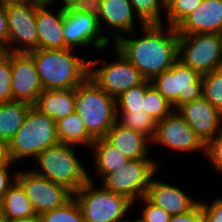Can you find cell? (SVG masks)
Segmentation results:
<instances>
[{
	"instance_id": "1",
	"label": "cell",
	"mask_w": 222,
	"mask_h": 222,
	"mask_svg": "<svg viewBox=\"0 0 222 222\" xmlns=\"http://www.w3.org/2000/svg\"><path fill=\"white\" fill-rule=\"evenodd\" d=\"M140 27L142 36L131 38V33L128 34L129 37L123 35L113 46L146 80L151 81L163 71L169 70L178 59L179 34L176 28L164 24H147Z\"/></svg>"
},
{
	"instance_id": "2",
	"label": "cell",
	"mask_w": 222,
	"mask_h": 222,
	"mask_svg": "<svg viewBox=\"0 0 222 222\" xmlns=\"http://www.w3.org/2000/svg\"><path fill=\"white\" fill-rule=\"evenodd\" d=\"M29 54L44 90L76 88L89 76V61L75 55L72 48L37 49Z\"/></svg>"
},
{
	"instance_id": "3",
	"label": "cell",
	"mask_w": 222,
	"mask_h": 222,
	"mask_svg": "<svg viewBox=\"0 0 222 222\" xmlns=\"http://www.w3.org/2000/svg\"><path fill=\"white\" fill-rule=\"evenodd\" d=\"M75 153V145L71 144L48 147L34 158L39 168L32 171L74 194L89 180V173Z\"/></svg>"
},
{
	"instance_id": "4",
	"label": "cell",
	"mask_w": 222,
	"mask_h": 222,
	"mask_svg": "<svg viewBox=\"0 0 222 222\" xmlns=\"http://www.w3.org/2000/svg\"><path fill=\"white\" fill-rule=\"evenodd\" d=\"M75 112L94 140L104 138L116 122V98L103 91L88 77L76 87Z\"/></svg>"
},
{
	"instance_id": "5",
	"label": "cell",
	"mask_w": 222,
	"mask_h": 222,
	"mask_svg": "<svg viewBox=\"0 0 222 222\" xmlns=\"http://www.w3.org/2000/svg\"><path fill=\"white\" fill-rule=\"evenodd\" d=\"M58 143L56 122L32 105L20 129L8 142L9 155L14 163L28 158L33 160L46 148Z\"/></svg>"
},
{
	"instance_id": "6",
	"label": "cell",
	"mask_w": 222,
	"mask_h": 222,
	"mask_svg": "<svg viewBox=\"0 0 222 222\" xmlns=\"http://www.w3.org/2000/svg\"><path fill=\"white\" fill-rule=\"evenodd\" d=\"M95 182L89 175V180L73 194L78 202L84 222H124L129 220L125 215L134 206L131 200L119 194L95 187ZM129 210V211H128Z\"/></svg>"
},
{
	"instance_id": "7",
	"label": "cell",
	"mask_w": 222,
	"mask_h": 222,
	"mask_svg": "<svg viewBox=\"0 0 222 222\" xmlns=\"http://www.w3.org/2000/svg\"><path fill=\"white\" fill-rule=\"evenodd\" d=\"M158 170L159 165L153 159L129 160L117 171L104 175L100 186L134 203L146 196L151 179Z\"/></svg>"
},
{
	"instance_id": "8",
	"label": "cell",
	"mask_w": 222,
	"mask_h": 222,
	"mask_svg": "<svg viewBox=\"0 0 222 222\" xmlns=\"http://www.w3.org/2000/svg\"><path fill=\"white\" fill-rule=\"evenodd\" d=\"M178 60L201 75L222 68V34H179Z\"/></svg>"
},
{
	"instance_id": "9",
	"label": "cell",
	"mask_w": 222,
	"mask_h": 222,
	"mask_svg": "<svg viewBox=\"0 0 222 222\" xmlns=\"http://www.w3.org/2000/svg\"><path fill=\"white\" fill-rule=\"evenodd\" d=\"M151 84L174 110L202 97V75L178 59L169 70L154 77Z\"/></svg>"
},
{
	"instance_id": "10",
	"label": "cell",
	"mask_w": 222,
	"mask_h": 222,
	"mask_svg": "<svg viewBox=\"0 0 222 222\" xmlns=\"http://www.w3.org/2000/svg\"><path fill=\"white\" fill-rule=\"evenodd\" d=\"M114 54H116L115 60L110 63L101 58L88 60V77L103 91L117 98L130 88L142 84L146 79L117 48L114 49ZM101 62L104 65L99 67L98 63Z\"/></svg>"
},
{
	"instance_id": "11",
	"label": "cell",
	"mask_w": 222,
	"mask_h": 222,
	"mask_svg": "<svg viewBox=\"0 0 222 222\" xmlns=\"http://www.w3.org/2000/svg\"><path fill=\"white\" fill-rule=\"evenodd\" d=\"M36 9L37 4L29 1L5 5L8 52L29 54L38 49Z\"/></svg>"
},
{
	"instance_id": "12",
	"label": "cell",
	"mask_w": 222,
	"mask_h": 222,
	"mask_svg": "<svg viewBox=\"0 0 222 222\" xmlns=\"http://www.w3.org/2000/svg\"><path fill=\"white\" fill-rule=\"evenodd\" d=\"M16 180L23 187L37 216L64 205L73 197L66 187L53 183L31 169L18 171Z\"/></svg>"
},
{
	"instance_id": "13",
	"label": "cell",
	"mask_w": 222,
	"mask_h": 222,
	"mask_svg": "<svg viewBox=\"0 0 222 222\" xmlns=\"http://www.w3.org/2000/svg\"><path fill=\"white\" fill-rule=\"evenodd\" d=\"M65 48H90L102 50L111 41L100 29L98 17L86 13H72L64 6Z\"/></svg>"
},
{
	"instance_id": "14",
	"label": "cell",
	"mask_w": 222,
	"mask_h": 222,
	"mask_svg": "<svg viewBox=\"0 0 222 222\" xmlns=\"http://www.w3.org/2000/svg\"><path fill=\"white\" fill-rule=\"evenodd\" d=\"M151 143L175 152L202 150L205 155V144L176 110L157 122L156 133Z\"/></svg>"
},
{
	"instance_id": "15",
	"label": "cell",
	"mask_w": 222,
	"mask_h": 222,
	"mask_svg": "<svg viewBox=\"0 0 222 222\" xmlns=\"http://www.w3.org/2000/svg\"><path fill=\"white\" fill-rule=\"evenodd\" d=\"M12 100L34 105L44 90L33 57L28 53L11 52Z\"/></svg>"
},
{
	"instance_id": "16",
	"label": "cell",
	"mask_w": 222,
	"mask_h": 222,
	"mask_svg": "<svg viewBox=\"0 0 222 222\" xmlns=\"http://www.w3.org/2000/svg\"><path fill=\"white\" fill-rule=\"evenodd\" d=\"M176 111L205 145L222 131V113L203 96Z\"/></svg>"
},
{
	"instance_id": "17",
	"label": "cell",
	"mask_w": 222,
	"mask_h": 222,
	"mask_svg": "<svg viewBox=\"0 0 222 222\" xmlns=\"http://www.w3.org/2000/svg\"><path fill=\"white\" fill-rule=\"evenodd\" d=\"M135 16L129 0H102L98 23L100 29L103 26L105 29L108 27L109 35H111L108 36V40H112L114 45L123 36V33H125L124 35L129 33L134 35L136 32Z\"/></svg>"
},
{
	"instance_id": "18",
	"label": "cell",
	"mask_w": 222,
	"mask_h": 222,
	"mask_svg": "<svg viewBox=\"0 0 222 222\" xmlns=\"http://www.w3.org/2000/svg\"><path fill=\"white\" fill-rule=\"evenodd\" d=\"M176 29L178 34H222V0H202Z\"/></svg>"
},
{
	"instance_id": "19",
	"label": "cell",
	"mask_w": 222,
	"mask_h": 222,
	"mask_svg": "<svg viewBox=\"0 0 222 222\" xmlns=\"http://www.w3.org/2000/svg\"><path fill=\"white\" fill-rule=\"evenodd\" d=\"M50 5H37L36 26L38 33V49H65L64 37V5L50 11Z\"/></svg>"
},
{
	"instance_id": "20",
	"label": "cell",
	"mask_w": 222,
	"mask_h": 222,
	"mask_svg": "<svg viewBox=\"0 0 222 222\" xmlns=\"http://www.w3.org/2000/svg\"><path fill=\"white\" fill-rule=\"evenodd\" d=\"M151 179L146 197L170 215L183 214L193 209L200 201L187 195L181 188L169 183Z\"/></svg>"
},
{
	"instance_id": "21",
	"label": "cell",
	"mask_w": 222,
	"mask_h": 222,
	"mask_svg": "<svg viewBox=\"0 0 222 222\" xmlns=\"http://www.w3.org/2000/svg\"><path fill=\"white\" fill-rule=\"evenodd\" d=\"M104 139L129 160L151 159L150 147L148 148L151 141L143 134L121 126L117 122L110 128Z\"/></svg>"
},
{
	"instance_id": "22",
	"label": "cell",
	"mask_w": 222,
	"mask_h": 222,
	"mask_svg": "<svg viewBox=\"0 0 222 222\" xmlns=\"http://www.w3.org/2000/svg\"><path fill=\"white\" fill-rule=\"evenodd\" d=\"M76 88L43 90L33 105L55 122L75 112Z\"/></svg>"
},
{
	"instance_id": "23",
	"label": "cell",
	"mask_w": 222,
	"mask_h": 222,
	"mask_svg": "<svg viewBox=\"0 0 222 222\" xmlns=\"http://www.w3.org/2000/svg\"><path fill=\"white\" fill-rule=\"evenodd\" d=\"M56 134L59 143L91 147L94 139L88 134L81 117L73 112L56 121Z\"/></svg>"
},
{
	"instance_id": "24",
	"label": "cell",
	"mask_w": 222,
	"mask_h": 222,
	"mask_svg": "<svg viewBox=\"0 0 222 222\" xmlns=\"http://www.w3.org/2000/svg\"><path fill=\"white\" fill-rule=\"evenodd\" d=\"M90 149L94 153L95 172H98L100 179L106 174L117 171V169L129 161L128 158L104 138L95 139Z\"/></svg>"
},
{
	"instance_id": "25",
	"label": "cell",
	"mask_w": 222,
	"mask_h": 222,
	"mask_svg": "<svg viewBox=\"0 0 222 222\" xmlns=\"http://www.w3.org/2000/svg\"><path fill=\"white\" fill-rule=\"evenodd\" d=\"M31 106L15 100L0 103V140L8 143L14 137Z\"/></svg>"
},
{
	"instance_id": "26",
	"label": "cell",
	"mask_w": 222,
	"mask_h": 222,
	"mask_svg": "<svg viewBox=\"0 0 222 222\" xmlns=\"http://www.w3.org/2000/svg\"><path fill=\"white\" fill-rule=\"evenodd\" d=\"M2 214L6 219L37 216L21 184L16 180L2 199Z\"/></svg>"
},
{
	"instance_id": "27",
	"label": "cell",
	"mask_w": 222,
	"mask_h": 222,
	"mask_svg": "<svg viewBox=\"0 0 222 222\" xmlns=\"http://www.w3.org/2000/svg\"><path fill=\"white\" fill-rule=\"evenodd\" d=\"M116 122L143 134L150 141L153 140L156 133L157 121L143 110L117 111Z\"/></svg>"
},
{
	"instance_id": "28",
	"label": "cell",
	"mask_w": 222,
	"mask_h": 222,
	"mask_svg": "<svg viewBox=\"0 0 222 222\" xmlns=\"http://www.w3.org/2000/svg\"><path fill=\"white\" fill-rule=\"evenodd\" d=\"M143 111L159 122L169 116L174 109L172 104L151 84L145 91Z\"/></svg>"
},
{
	"instance_id": "29",
	"label": "cell",
	"mask_w": 222,
	"mask_h": 222,
	"mask_svg": "<svg viewBox=\"0 0 222 222\" xmlns=\"http://www.w3.org/2000/svg\"><path fill=\"white\" fill-rule=\"evenodd\" d=\"M135 15L141 25L163 24L161 10L166 12V6L161 0H129ZM162 19V20H161Z\"/></svg>"
},
{
	"instance_id": "30",
	"label": "cell",
	"mask_w": 222,
	"mask_h": 222,
	"mask_svg": "<svg viewBox=\"0 0 222 222\" xmlns=\"http://www.w3.org/2000/svg\"><path fill=\"white\" fill-rule=\"evenodd\" d=\"M40 222H84L81 208L74 196L64 205L38 216Z\"/></svg>"
},
{
	"instance_id": "31",
	"label": "cell",
	"mask_w": 222,
	"mask_h": 222,
	"mask_svg": "<svg viewBox=\"0 0 222 222\" xmlns=\"http://www.w3.org/2000/svg\"><path fill=\"white\" fill-rule=\"evenodd\" d=\"M202 96L222 113V68L202 75Z\"/></svg>"
},
{
	"instance_id": "32",
	"label": "cell",
	"mask_w": 222,
	"mask_h": 222,
	"mask_svg": "<svg viewBox=\"0 0 222 222\" xmlns=\"http://www.w3.org/2000/svg\"><path fill=\"white\" fill-rule=\"evenodd\" d=\"M150 85L151 81L145 80L142 84L123 92L116 98L117 111L143 110L145 91Z\"/></svg>"
},
{
	"instance_id": "33",
	"label": "cell",
	"mask_w": 222,
	"mask_h": 222,
	"mask_svg": "<svg viewBox=\"0 0 222 222\" xmlns=\"http://www.w3.org/2000/svg\"><path fill=\"white\" fill-rule=\"evenodd\" d=\"M201 2L202 0H171L166 5V23L176 28Z\"/></svg>"
},
{
	"instance_id": "34",
	"label": "cell",
	"mask_w": 222,
	"mask_h": 222,
	"mask_svg": "<svg viewBox=\"0 0 222 222\" xmlns=\"http://www.w3.org/2000/svg\"><path fill=\"white\" fill-rule=\"evenodd\" d=\"M11 75V52H6L0 58V103L12 101Z\"/></svg>"
},
{
	"instance_id": "35",
	"label": "cell",
	"mask_w": 222,
	"mask_h": 222,
	"mask_svg": "<svg viewBox=\"0 0 222 222\" xmlns=\"http://www.w3.org/2000/svg\"><path fill=\"white\" fill-rule=\"evenodd\" d=\"M142 201L143 205L141 207V215H139V219L143 222H168L170 218V214L165 210L160 208L159 206L152 203L146 196H143L138 200V203Z\"/></svg>"
},
{
	"instance_id": "36",
	"label": "cell",
	"mask_w": 222,
	"mask_h": 222,
	"mask_svg": "<svg viewBox=\"0 0 222 222\" xmlns=\"http://www.w3.org/2000/svg\"><path fill=\"white\" fill-rule=\"evenodd\" d=\"M205 158L216 171L222 172V131L205 145Z\"/></svg>"
},
{
	"instance_id": "37",
	"label": "cell",
	"mask_w": 222,
	"mask_h": 222,
	"mask_svg": "<svg viewBox=\"0 0 222 222\" xmlns=\"http://www.w3.org/2000/svg\"><path fill=\"white\" fill-rule=\"evenodd\" d=\"M102 0H70L64 6L72 13L99 16Z\"/></svg>"
},
{
	"instance_id": "38",
	"label": "cell",
	"mask_w": 222,
	"mask_h": 222,
	"mask_svg": "<svg viewBox=\"0 0 222 222\" xmlns=\"http://www.w3.org/2000/svg\"><path fill=\"white\" fill-rule=\"evenodd\" d=\"M202 222H222V197L217 196L209 205L202 202Z\"/></svg>"
},
{
	"instance_id": "39",
	"label": "cell",
	"mask_w": 222,
	"mask_h": 222,
	"mask_svg": "<svg viewBox=\"0 0 222 222\" xmlns=\"http://www.w3.org/2000/svg\"><path fill=\"white\" fill-rule=\"evenodd\" d=\"M168 222H202V201L186 213L171 215Z\"/></svg>"
},
{
	"instance_id": "40",
	"label": "cell",
	"mask_w": 222,
	"mask_h": 222,
	"mask_svg": "<svg viewBox=\"0 0 222 222\" xmlns=\"http://www.w3.org/2000/svg\"><path fill=\"white\" fill-rule=\"evenodd\" d=\"M14 162H11L7 166H0V198L3 199L5 193L8 191L10 186L16 181L17 171L12 173L14 175H10V165ZM11 176V177H10Z\"/></svg>"
},
{
	"instance_id": "41",
	"label": "cell",
	"mask_w": 222,
	"mask_h": 222,
	"mask_svg": "<svg viewBox=\"0 0 222 222\" xmlns=\"http://www.w3.org/2000/svg\"><path fill=\"white\" fill-rule=\"evenodd\" d=\"M0 46L8 52V24L5 5L0 4Z\"/></svg>"
},
{
	"instance_id": "42",
	"label": "cell",
	"mask_w": 222,
	"mask_h": 222,
	"mask_svg": "<svg viewBox=\"0 0 222 222\" xmlns=\"http://www.w3.org/2000/svg\"><path fill=\"white\" fill-rule=\"evenodd\" d=\"M12 162L9 155L8 143L0 140V166H7Z\"/></svg>"
},
{
	"instance_id": "43",
	"label": "cell",
	"mask_w": 222,
	"mask_h": 222,
	"mask_svg": "<svg viewBox=\"0 0 222 222\" xmlns=\"http://www.w3.org/2000/svg\"><path fill=\"white\" fill-rule=\"evenodd\" d=\"M6 222H40L38 216L21 218V219H6Z\"/></svg>"
},
{
	"instance_id": "44",
	"label": "cell",
	"mask_w": 222,
	"mask_h": 222,
	"mask_svg": "<svg viewBox=\"0 0 222 222\" xmlns=\"http://www.w3.org/2000/svg\"><path fill=\"white\" fill-rule=\"evenodd\" d=\"M27 1L35 3L37 5H52V3L57 0H27Z\"/></svg>"
},
{
	"instance_id": "45",
	"label": "cell",
	"mask_w": 222,
	"mask_h": 222,
	"mask_svg": "<svg viewBox=\"0 0 222 222\" xmlns=\"http://www.w3.org/2000/svg\"><path fill=\"white\" fill-rule=\"evenodd\" d=\"M27 0H0V4L6 5L10 3H20V2H25Z\"/></svg>"
},
{
	"instance_id": "46",
	"label": "cell",
	"mask_w": 222,
	"mask_h": 222,
	"mask_svg": "<svg viewBox=\"0 0 222 222\" xmlns=\"http://www.w3.org/2000/svg\"><path fill=\"white\" fill-rule=\"evenodd\" d=\"M6 53V49L0 46V58Z\"/></svg>"
},
{
	"instance_id": "47",
	"label": "cell",
	"mask_w": 222,
	"mask_h": 222,
	"mask_svg": "<svg viewBox=\"0 0 222 222\" xmlns=\"http://www.w3.org/2000/svg\"><path fill=\"white\" fill-rule=\"evenodd\" d=\"M0 222H6V218L3 216L2 212L0 213Z\"/></svg>"
},
{
	"instance_id": "48",
	"label": "cell",
	"mask_w": 222,
	"mask_h": 222,
	"mask_svg": "<svg viewBox=\"0 0 222 222\" xmlns=\"http://www.w3.org/2000/svg\"><path fill=\"white\" fill-rule=\"evenodd\" d=\"M163 4L166 6L171 0H161Z\"/></svg>"
},
{
	"instance_id": "49",
	"label": "cell",
	"mask_w": 222,
	"mask_h": 222,
	"mask_svg": "<svg viewBox=\"0 0 222 222\" xmlns=\"http://www.w3.org/2000/svg\"><path fill=\"white\" fill-rule=\"evenodd\" d=\"M68 1H70V0H60V2L62 3V5H65Z\"/></svg>"
},
{
	"instance_id": "50",
	"label": "cell",
	"mask_w": 222,
	"mask_h": 222,
	"mask_svg": "<svg viewBox=\"0 0 222 222\" xmlns=\"http://www.w3.org/2000/svg\"><path fill=\"white\" fill-rule=\"evenodd\" d=\"M131 221L130 222H143L141 221L139 218L138 219H135L134 221L132 219H130Z\"/></svg>"
},
{
	"instance_id": "51",
	"label": "cell",
	"mask_w": 222,
	"mask_h": 222,
	"mask_svg": "<svg viewBox=\"0 0 222 222\" xmlns=\"http://www.w3.org/2000/svg\"><path fill=\"white\" fill-rule=\"evenodd\" d=\"M2 212V199L0 198V213Z\"/></svg>"
}]
</instances>
